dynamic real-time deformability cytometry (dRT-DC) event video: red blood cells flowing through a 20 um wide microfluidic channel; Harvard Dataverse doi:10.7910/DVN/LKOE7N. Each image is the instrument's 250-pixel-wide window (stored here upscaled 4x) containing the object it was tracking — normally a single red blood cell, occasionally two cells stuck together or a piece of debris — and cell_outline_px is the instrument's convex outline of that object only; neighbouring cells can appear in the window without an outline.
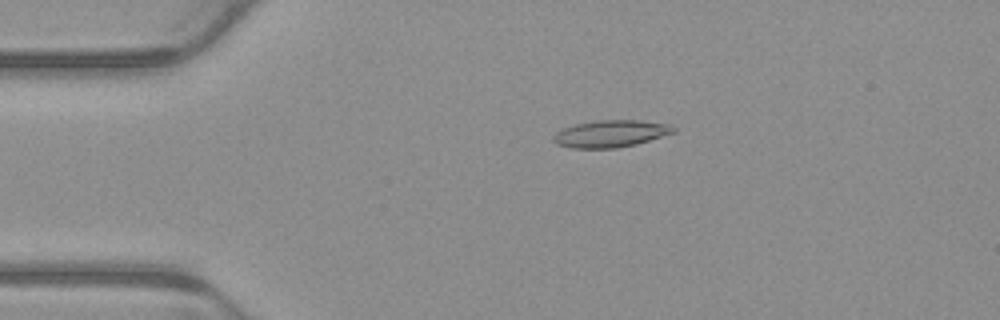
{"species": "common noctule bat (a hibernating species)", "species_latin": "Nyctalus noctula", "temperature_condition": "warm", "stored_images_in_passage": 5, "camera_frame_rate_fps": 3000, "um_per_image_px": 0.085, "animal": {"sex": "male", "body_mass_g": 23.1, "forearm_length_mm": 52.7}, "frame": {"image": 1, "passage_image": 4, "time_ms": 1.0, "image_size_px": [1000, 320], "cell_outline_px": [[676, 132], [636, 144], [616, 148], [572, 148], [556, 144], [552, 140], [552, 136], [556, 132], [564, 128], [576, 124], [596, 120], [640, 120], [672, 124], [676, 128]], "centroid_in_image_um": [51.93, 11.36], "position_along_channel_um": 33.1, "area_um2": 19.07}}